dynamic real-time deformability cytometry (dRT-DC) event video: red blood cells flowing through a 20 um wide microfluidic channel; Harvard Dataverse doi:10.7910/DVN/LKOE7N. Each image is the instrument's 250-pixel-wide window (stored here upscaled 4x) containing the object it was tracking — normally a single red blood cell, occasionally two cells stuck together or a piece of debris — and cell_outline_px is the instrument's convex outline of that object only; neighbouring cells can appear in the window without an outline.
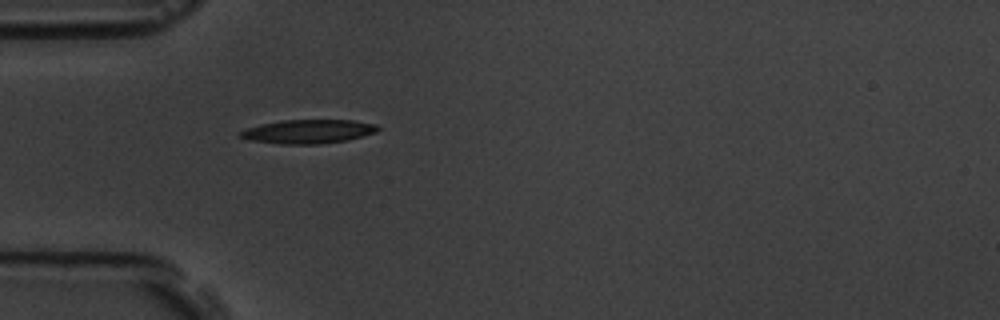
{"species": "common noctule bat (a hibernating species)", "species_latin": "Nyctalus noctula", "temperature_condition": "room temperature", "stored_images_in_passage": 1, "camera_frame_rate_fps": 3000, "um_per_image_px": 0.085, "animal": {"sex": "male", "body_mass_g": 19.5, "forearm_length_mm": 54.6}, "frame": {"image": 1, "passage_image": 1, "time_ms": 0.0, "image_size_px": [1000, 320], "cell_outline_px": [[380, 128], [376, 132], [364, 136], [348, 140], [316, 144], [280, 144], [248, 140], [240, 136], [240, 132], [248, 128], [260, 124], [280, 120], [352, 120], [376, 124]], "centroid_in_image_um": [26.22, 11.17], "position_along_channel_um": 58.8, "area_um2": 19.13}}